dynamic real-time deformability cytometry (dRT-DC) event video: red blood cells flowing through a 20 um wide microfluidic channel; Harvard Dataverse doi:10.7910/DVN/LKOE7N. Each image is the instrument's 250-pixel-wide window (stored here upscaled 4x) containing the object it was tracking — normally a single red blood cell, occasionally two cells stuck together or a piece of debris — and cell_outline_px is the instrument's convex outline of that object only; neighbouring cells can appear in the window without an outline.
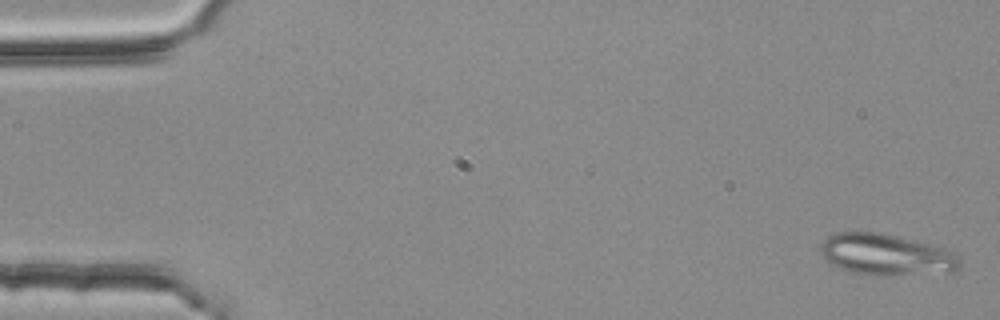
{"species": "common noctule bat (a hibernating species)", "species_latin": "Nyctalus noctula", "temperature_condition": "room temperature", "stored_images_in_passage": 4, "camera_frame_rate_fps": 3000, "um_per_image_px": 0.085, "animal": {"sex": "female", "body_mass_g": 25.1}, "frame": {"image": 1, "passage_image": 1, "time_ms": 0.0, "image_size_px": [1000, 320], "cell_outline_px": [[960, 260], [956, 268], [952, 272], [856, 272], [832, 264], [820, 252], [820, 248], [824, 240], [828, 236], [836, 232], [880, 232], [944, 248], [956, 252]], "centroid_in_image_um": [75.31, 21.57], "position_along_channel_um": 9.7, "area_um2": 31.67}}